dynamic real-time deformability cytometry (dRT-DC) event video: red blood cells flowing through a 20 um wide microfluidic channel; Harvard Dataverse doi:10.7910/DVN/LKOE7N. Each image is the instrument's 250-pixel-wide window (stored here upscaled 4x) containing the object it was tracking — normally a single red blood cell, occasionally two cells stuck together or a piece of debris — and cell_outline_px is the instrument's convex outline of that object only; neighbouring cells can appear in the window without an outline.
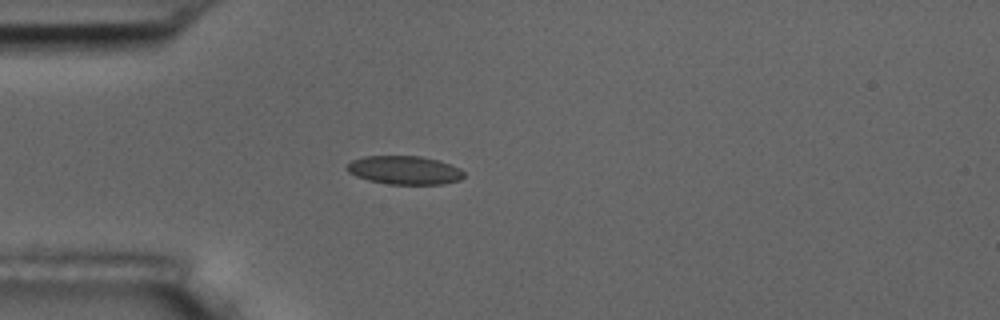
{"species": "common noctule bat (a hibernating species)", "species_latin": "Nyctalus noctula", "temperature_condition": "room temperature", "stored_images_in_passage": 4, "camera_frame_rate_fps": 3000, "um_per_image_px": 0.085, "animal": {"sex": "male", "body_mass_g": 17.5, "forearm_length_mm": 52.3}, "frame": {"image": 1, "passage_image": 2, "time_ms": 2.333, "image_size_px": [1000, 320], "cell_outline_px": [[464, 176], [460, 180], [444, 184], [388, 184], [368, 180], [356, 176], [348, 172], [344, 168], [352, 160], [364, 156], [420, 156], [436, 160], [460, 168], [464, 172]], "centroid_in_image_um": [34.36, 14.47], "position_along_channel_um": 50.6, "area_um2": 19.42}}